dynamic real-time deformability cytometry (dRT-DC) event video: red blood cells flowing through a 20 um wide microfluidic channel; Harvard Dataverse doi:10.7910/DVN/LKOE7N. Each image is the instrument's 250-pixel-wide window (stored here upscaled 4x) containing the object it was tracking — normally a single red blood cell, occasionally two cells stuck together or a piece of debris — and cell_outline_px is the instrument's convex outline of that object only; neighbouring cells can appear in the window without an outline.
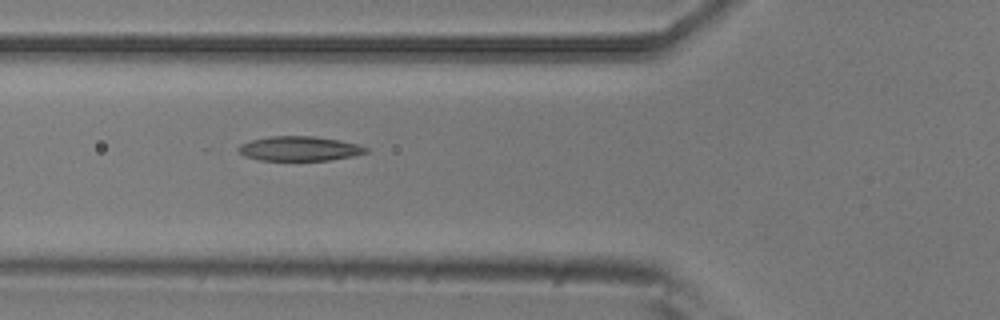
{"species": "common noctule bat (a hibernating species)", "species_latin": "Nyctalus noctula", "temperature_condition": "room temperature", "stored_images_in_passage": 7, "camera_frame_rate_fps": 3000, "um_per_image_px": 0.085, "animal": {"sex": "male", "body_mass_g": 20.5, "forearm_length_mm": 52.5}, "frame": {"image": 1, "passage_image": 6, "time_ms": 1.667, "image_size_px": [1000, 320], "cell_outline_px": [[368, 152], [352, 156], [328, 160], [260, 160], [244, 156], [236, 148], [240, 144], [252, 140], [268, 136], [312, 136], [340, 140], [356, 144], [368, 148]], "centroid_in_image_um": [25.42, 12.63], "position_along_channel_um": 100.4, "area_um2": 18.15}}
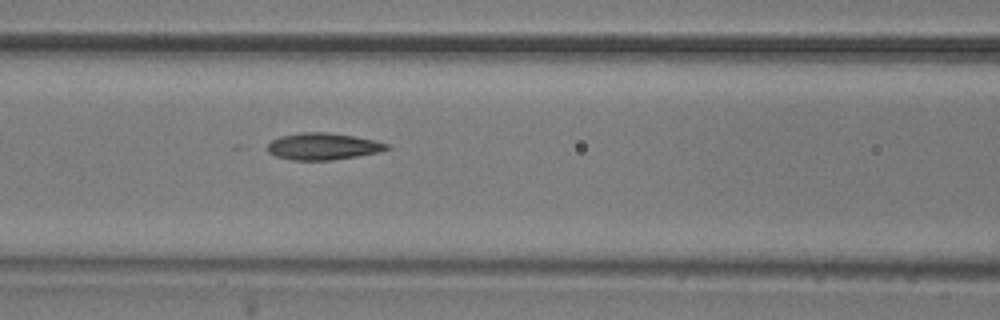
{"frame": {"image": 2, "passage_image": 7, "time_ms": 2.0, "image_size_px": [1000, 320], "cell_outline_px": [[392, 148], [380, 152], [332, 160], [292, 160], [276, 156], [268, 152], [268, 144], [272, 140], [280, 136], [300, 132], [324, 132], [352, 136], [376, 140], [388, 144]], "centroid_in_image_um": [27.47, 12.44], "position_along_channel_um": 139.1, "area_um2": 18.61}}